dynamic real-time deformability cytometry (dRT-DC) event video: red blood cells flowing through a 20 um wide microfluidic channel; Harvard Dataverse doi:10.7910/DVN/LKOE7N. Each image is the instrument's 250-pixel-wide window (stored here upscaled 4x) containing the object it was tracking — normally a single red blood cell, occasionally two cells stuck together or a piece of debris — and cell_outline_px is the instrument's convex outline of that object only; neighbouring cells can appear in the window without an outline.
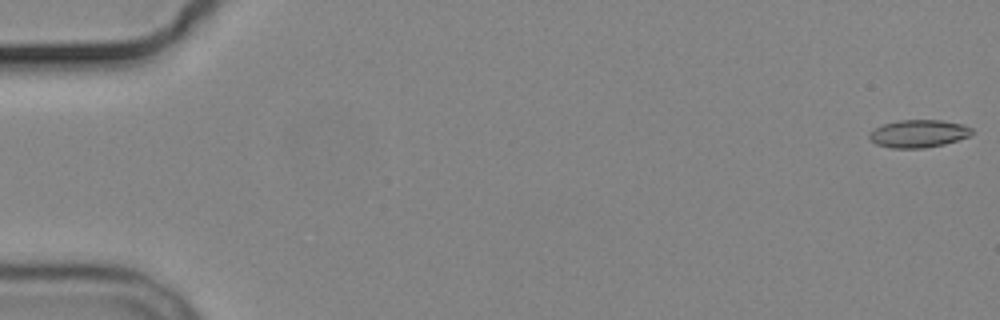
{"species": "common noctule bat (a hibernating species)", "species_latin": "Nyctalus noctula", "temperature_condition": "cold", "stored_images_in_passage": 5, "camera_frame_rate_fps": 3000, "um_per_image_px": 0.085, "animal": {"sex": "male", "body_mass_g": 19.2, "forearm_length_mm": 51.8}, "frame": {"image": 1, "passage_image": 1, "time_ms": 0.0, "image_size_px": [1000, 320], "cell_outline_px": [[972, 136], [944, 144], [924, 148], [892, 148], [876, 144], [868, 136], [868, 132], [884, 124], [900, 120], [940, 120], [964, 124], [972, 128]], "centroid_in_image_um": [78.1, 11.36], "position_along_channel_um": 6.9, "area_um2": 16.59}}
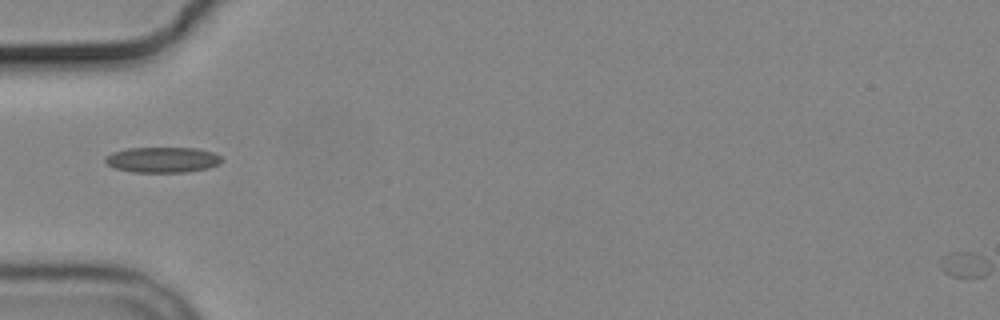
{"frame": {"image": 2, "passage_image": 5, "time_ms": 6.0, "image_size_px": [1000, 320], "cell_outline_px": [[224, 160], [220, 164], [208, 168], [184, 172], [132, 172], [112, 168], [104, 160], [112, 152], [128, 148], [196, 148], [212, 152], [220, 156]], "centroid_in_image_um": [13.82, 13.58], "position_along_channel_um": 71.2, "area_um2": 17.34}}